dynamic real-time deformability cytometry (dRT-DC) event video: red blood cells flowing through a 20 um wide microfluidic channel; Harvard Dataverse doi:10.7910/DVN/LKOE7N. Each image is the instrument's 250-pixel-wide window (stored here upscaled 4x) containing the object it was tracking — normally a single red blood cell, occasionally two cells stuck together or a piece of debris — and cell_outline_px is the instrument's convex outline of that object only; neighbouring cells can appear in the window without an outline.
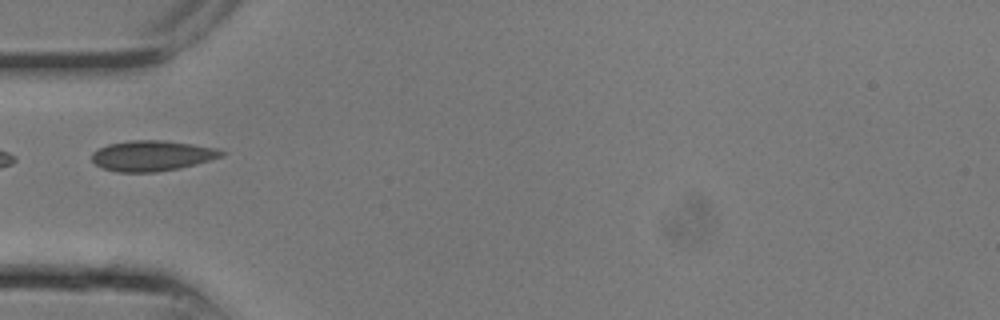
{"species": "common noctule bat (a hibernating species)", "species_latin": "Nyctalus noctula", "temperature_condition": "room temperature", "stored_images_in_passage": 10, "camera_frame_rate_fps": 3000, "um_per_image_px": 0.085, "animal": {"sex": "male", "body_mass_g": 13.3}, "frame": {"image": 1, "passage_image": 2, "time_ms": 0.333, "image_size_px": [1000, 320], "cell_outline_px": [[228, 152], [224, 156], [196, 164], [180, 168], [156, 172], [116, 172], [104, 168], [96, 164], [92, 160], [92, 152], [108, 144], [128, 140], [164, 140], [192, 144], [216, 148]], "centroid_in_image_um": [12.96, 13.23], "position_along_channel_um": 72.0, "area_um2": 23.12}}
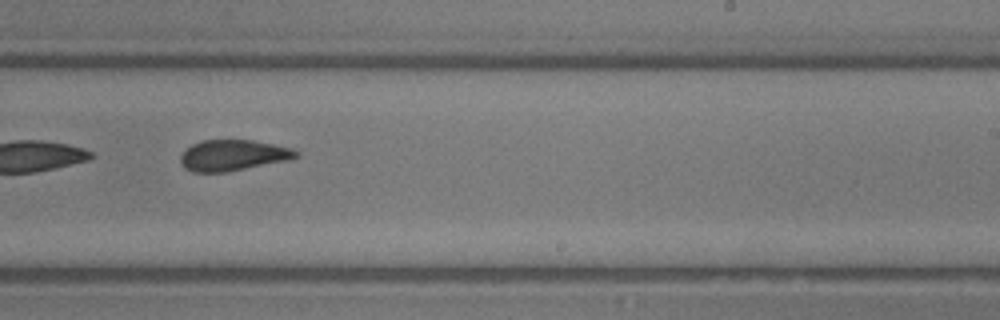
{"frame": {"image": 2, "passage_image": 9, "time_ms": 2.667, "image_size_px": [1000, 320], "cell_outline_px": [[300, 156], [292, 160], [228, 172], [192, 172], [184, 168], [180, 164], [180, 156], [192, 144], [200, 140], [252, 140], [292, 148], [300, 152]], "centroid_in_image_um": [19.84, 13.21], "position_along_channel_um": 269.2, "area_um2": 21.15}}